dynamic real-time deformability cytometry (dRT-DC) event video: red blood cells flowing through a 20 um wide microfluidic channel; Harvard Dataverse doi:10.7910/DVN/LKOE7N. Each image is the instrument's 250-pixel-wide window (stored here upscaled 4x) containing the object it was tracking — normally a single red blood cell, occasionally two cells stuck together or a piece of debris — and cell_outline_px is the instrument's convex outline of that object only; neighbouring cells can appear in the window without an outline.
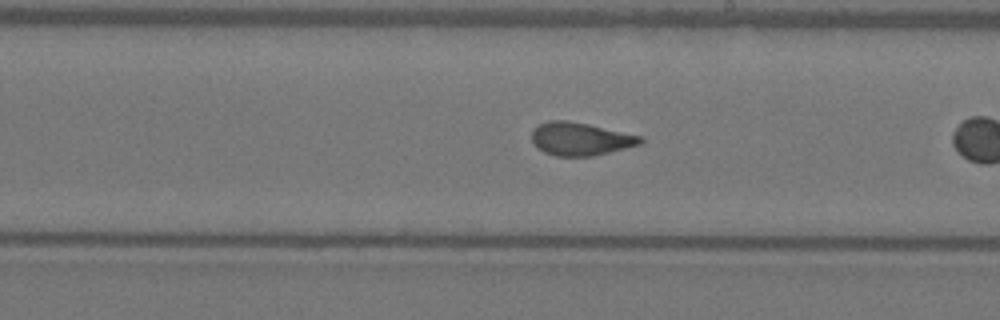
{"species": "Egyptian fruit bat (a non-hibernating species)", "species_latin": "Rousettus aegyptiacus", "temperature_condition": "warm", "stored_images_in_passage": 24, "camera_frame_rate_fps": 3000, "um_per_image_px": 0.085, "animal": {"sex": "female"}, "frame": {"image": 1, "passage_image": 17, "time_ms": 5.333, "image_size_px": [1000, 320], "cell_outline_px": [[644, 140], [640, 144], [592, 156], [556, 156], [544, 152], [532, 140], [532, 128], [548, 120], [568, 120], [588, 124], [640, 136]], "centroid_in_image_um": [49.3, 11.8], "position_along_channel_um": 239.7, "area_um2": 20.58}}